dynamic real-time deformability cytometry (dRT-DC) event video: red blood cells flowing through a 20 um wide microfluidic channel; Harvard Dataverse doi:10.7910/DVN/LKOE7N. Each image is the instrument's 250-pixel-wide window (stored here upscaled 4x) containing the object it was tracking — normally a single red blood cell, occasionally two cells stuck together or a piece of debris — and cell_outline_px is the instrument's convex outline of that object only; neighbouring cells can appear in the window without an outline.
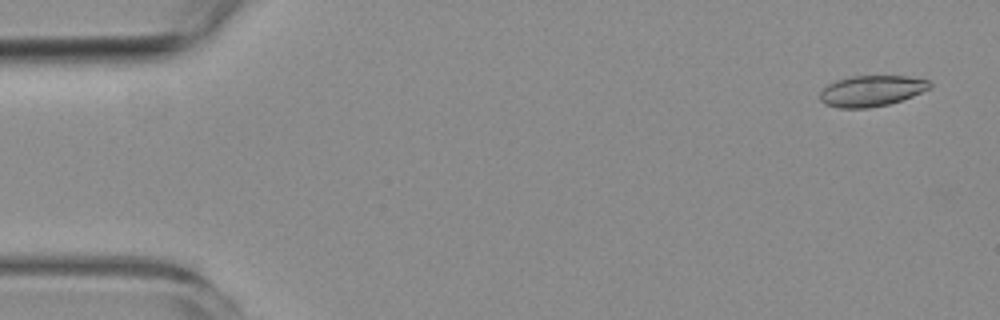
{"species": "common noctule bat (a hibernating species)", "species_latin": "Nyctalus noctula", "temperature_condition": "room temperature", "stored_images_in_passage": 4, "camera_frame_rate_fps": 3000, "um_per_image_px": 0.085, "animal": {"sex": "female", "body_mass_g": 19.3, "forearm_length_mm": 54.1}, "frame": {"image": 1, "passage_image": 1, "time_ms": 0.0, "image_size_px": [1000, 320], "cell_outline_px": [[932, 88], [912, 96], [888, 104], [868, 108], [840, 108], [824, 104], [820, 100], [820, 92], [828, 84], [836, 80], [852, 76], [908, 76], [928, 80], [932, 84]], "centroid_in_image_um": [74.08, 7.72], "position_along_channel_um": 10.9, "area_um2": 19.77}}